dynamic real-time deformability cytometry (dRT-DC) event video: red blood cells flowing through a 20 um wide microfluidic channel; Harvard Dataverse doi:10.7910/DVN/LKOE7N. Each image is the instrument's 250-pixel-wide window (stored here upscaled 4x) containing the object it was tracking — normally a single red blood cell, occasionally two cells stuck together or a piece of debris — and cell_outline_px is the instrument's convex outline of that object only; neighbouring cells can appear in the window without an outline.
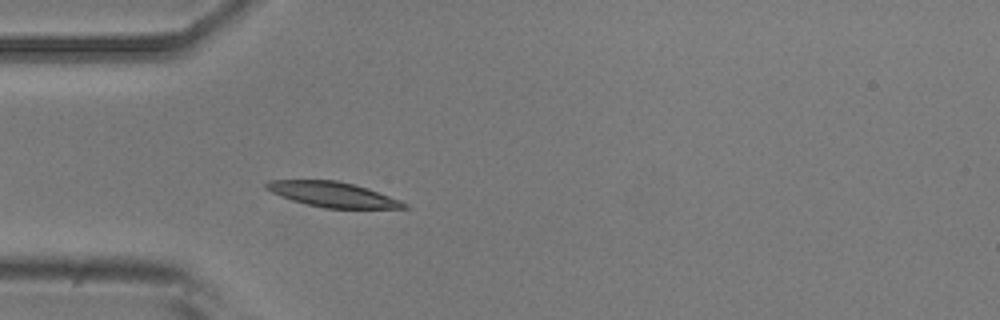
{"species": "common noctule bat (a hibernating species)", "species_latin": "Nyctalus noctula", "temperature_condition": "room temperature", "stored_images_in_passage": 3, "camera_frame_rate_fps": 3000, "um_per_image_px": 0.085, "animal": {"sex": "male", "body_mass_g": 20.5, "forearm_length_mm": 52.5}, "frame": {"image": 1, "passage_image": 3, "time_ms": 3.333, "image_size_px": [1000, 320], "cell_outline_px": [[412, 208], [324, 208], [292, 200], [280, 196], [264, 188], [264, 184], [268, 180], [336, 180], [368, 188], [400, 200], [408, 204]], "centroid_in_image_um": [28.28, 16.52], "position_along_channel_um": 56.7, "area_um2": 20.06}}